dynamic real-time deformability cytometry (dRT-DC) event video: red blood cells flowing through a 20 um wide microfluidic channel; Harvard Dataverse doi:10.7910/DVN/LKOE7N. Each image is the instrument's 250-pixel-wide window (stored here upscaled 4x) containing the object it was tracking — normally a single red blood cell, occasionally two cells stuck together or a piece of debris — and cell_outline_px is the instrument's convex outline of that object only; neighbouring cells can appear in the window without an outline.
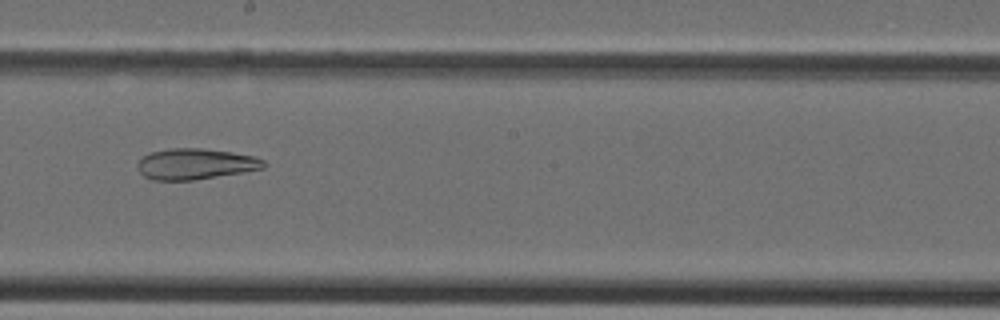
{"species": "Egyptian fruit bat (a non-hibernating species)", "species_latin": "Rousettus aegyptiacus", "temperature_condition": "cold", "stored_images_in_passage": 32, "camera_frame_rate_fps": 3000, "um_per_image_px": 0.085, "animal": {"sex": "female"}, "frame": {"image": 1, "passage_image": 14, "time_ms": 4.333, "image_size_px": [1000, 320], "cell_outline_px": [[268, 164], [264, 168], [192, 180], [152, 180], [144, 176], [136, 168], [136, 164], [144, 156], [152, 152], [168, 148], [204, 148], [232, 152], [252, 156], [264, 160]], "centroid_in_image_um": [16.59, 13.93], "position_along_channel_um": 231.6, "area_um2": 22.6}}
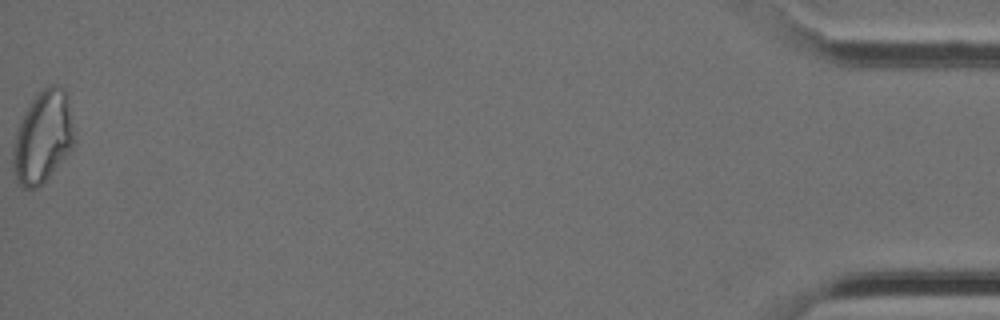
{"frame": {"image": 2, "passage_image": 32, "time_ms": 10.333, "image_size_px": [1000, 320], "cell_outline_px": [[76, 140], [72, 148], [48, 176], [36, 188], [20, 188], [16, 184], [12, 172], [12, 148], [16, 132], [20, 120], [28, 104], [48, 84], [56, 84], [64, 88], [68, 92]], "centroid_in_image_um": [3.63, 11.63], "position_along_channel_um": 431.6, "area_um2": 33.41}}